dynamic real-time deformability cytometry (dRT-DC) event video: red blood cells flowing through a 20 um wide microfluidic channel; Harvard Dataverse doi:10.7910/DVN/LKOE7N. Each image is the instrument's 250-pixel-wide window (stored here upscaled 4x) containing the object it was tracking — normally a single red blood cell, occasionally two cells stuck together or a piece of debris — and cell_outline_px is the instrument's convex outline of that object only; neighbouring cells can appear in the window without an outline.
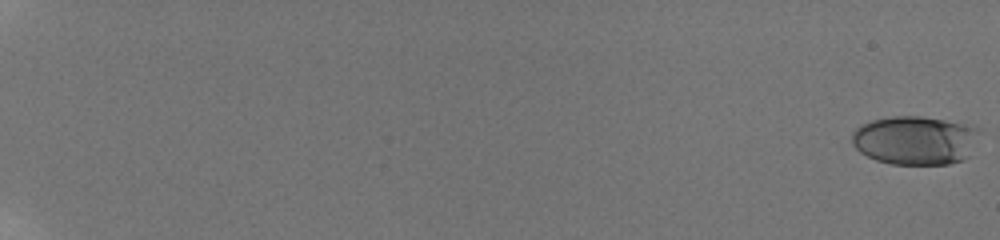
{"species": "human", "species_latin": "Homo sapiens", "temperature_condition": "room temperature", "stored_images_in_passage": 60, "camera_frame_rate_fps": 3000, "um_per_image_px": 0.085, "donor": {"sex": "male"}, "frame": {"image": 1, "passage_image": 1, "time_ms": 0.0, "image_size_px": [1000, 240], "cell_outline_px": [[984, 132], [968, 156], [964, 160], [948, 164], [892, 164], [876, 160], [860, 152], [852, 144], [852, 132], [856, 128], [872, 120], [892, 116], [920, 116], [972, 124], [980, 128]], "centroid_in_image_um": [77.87, 11.91], "position_along_channel_um": 7.1, "area_um2": 36.88}}
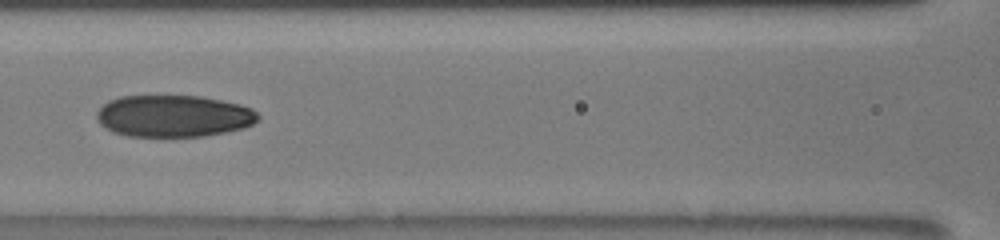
{"frame": {"image": 2, "passage_image": 33, "time_ms": 10.667, "image_size_px": [1000, 240], "cell_outline_px": [[260, 120], [244, 128], [204, 136], [128, 136], [112, 132], [100, 124], [96, 120], [96, 112], [108, 100], [120, 96], [200, 96], [240, 104], [252, 108], [260, 116]], "centroid_in_image_um": [14.75, 9.86], "position_along_channel_um": 151.9, "area_um2": 39.54}}
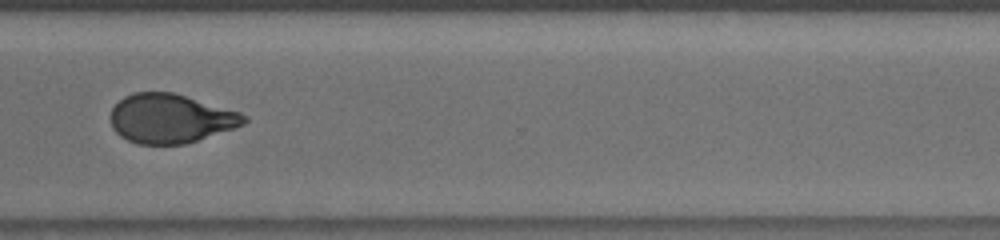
{"frame": {"image": 3, "passage_image": 49, "time_ms": 16.0, "image_size_px": [1000, 240], "cell_outline_px": [[248, 120], [244, 124], [184, 144], [136, 144], [120, 136], [112, 128], [112, 108], [124, 96], [132, 92], [172, 92], [240, 112], [248, 116]], "centroid_in_image_um": [14.48, 10.07], "position_along_channel_um": 356.1, "area_um2": 37.8}, "authors_computed_cell_mechanics": {"area_um2": 38.4659, "velocity_mm_per_s": 3.8362, "shape_relaxation_time_tau1_ms": 5.361, "shape_relaxation_time_tau2_ms": 1.9588, "deformation_change_tau1": 0.1801, "deformation_change_tau2": 0.0696}}